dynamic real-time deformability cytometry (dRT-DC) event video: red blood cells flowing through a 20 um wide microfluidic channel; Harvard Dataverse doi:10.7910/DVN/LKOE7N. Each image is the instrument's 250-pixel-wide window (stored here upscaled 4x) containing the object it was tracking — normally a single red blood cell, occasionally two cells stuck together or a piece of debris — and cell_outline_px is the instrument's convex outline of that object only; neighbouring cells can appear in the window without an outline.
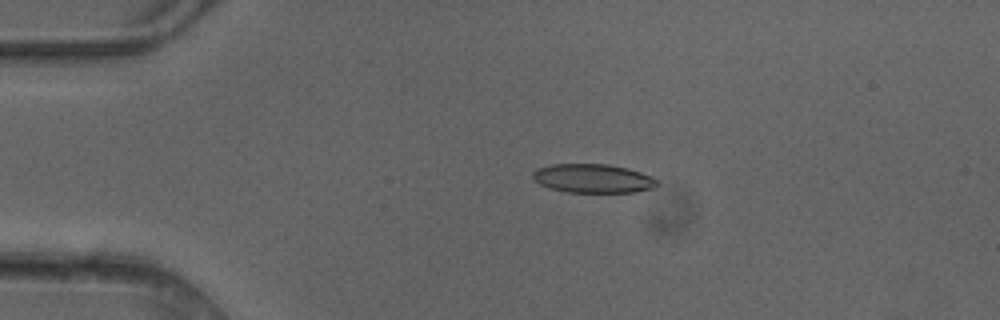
{"species": "common noctule bat (a hibernating species)", "species_latin": "Nyctalus noctula", "temperature_condition": "cold", "stored_images_in_passage": 5, "camera_frame_rate_fps": 3000, "um_per_image_px": 0.085, "animal": {"sex": "female"}, "frame": {"image": 1, "passage_image": 3, "time_ms": 0.667, "image_size_px": [1000, 320], "cell_outline_px": [[660, 184], [656, 188], [636, 192], [564, 192], [548, 188], [540, 184], [532, 176], [532, 172], [536, 168], [552, 164], [608, 164], [628, 168], [640, 172], [656, 180]], "centroid_in_image_um": [50.39, 15.17], "position_along_channel_um": 34.6, "area_um2": 21.04}}
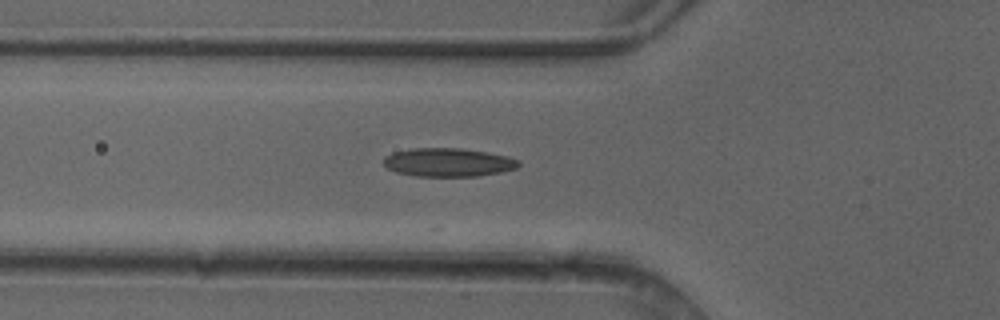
{"frame": {"image": 2, "passage_image": 5, "time_ms": 1.333, "image_size_px": [1000, 320], "cell_outline_px": [[520, 164], [516, 168], [500, 172], [480, 176], [416, 176], [396, 172], [388, 168], [384, 164], [384, 156], [392, 152], [412, 148], [460, 148], [488, 152], [508, 156], [520, 160]], "centroid_in_image_um": [38.1, 13.79], "position_along_channel_um": 87.7, "area_um2": 22.54}}